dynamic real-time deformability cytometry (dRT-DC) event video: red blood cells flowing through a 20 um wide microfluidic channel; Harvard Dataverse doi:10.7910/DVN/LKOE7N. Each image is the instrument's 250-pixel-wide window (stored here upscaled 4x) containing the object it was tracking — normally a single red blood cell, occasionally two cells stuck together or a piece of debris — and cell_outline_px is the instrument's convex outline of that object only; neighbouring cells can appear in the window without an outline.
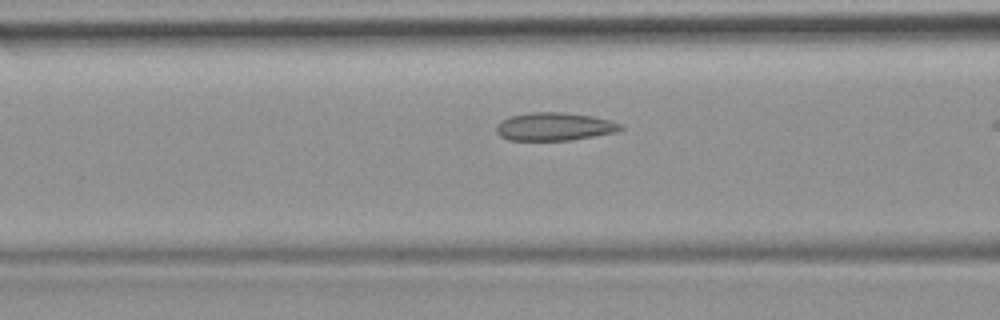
{"species": "common noctule bat (a hibernating species)", "species_latin": "Nyctalus noctula", "temperature_condition": "room temperature", "stored_images_in_passage": 13, "camera_frame_rate_fps": 3000, "um_per_image_px": 0.085, "animal": {"sex": "female", "body_mass_g": 19.9}, "frame": {"image": 1, "passage_image": 8, "time_ms": 2.333, "image_size_px": [1000, 320], "cell_outline_px": [[624, 128], [616, 132], [568, 140], [508, 140], [500, 136], [496, 132], [496, 124], [500, 120], [508, 116], [532, 112], [560, 112], [592, 116], [624, 124]], "centroid_in_image_um": [47.08, 10.75], "position_along_channel_um": 119.5, "area_um2": 20.35}}
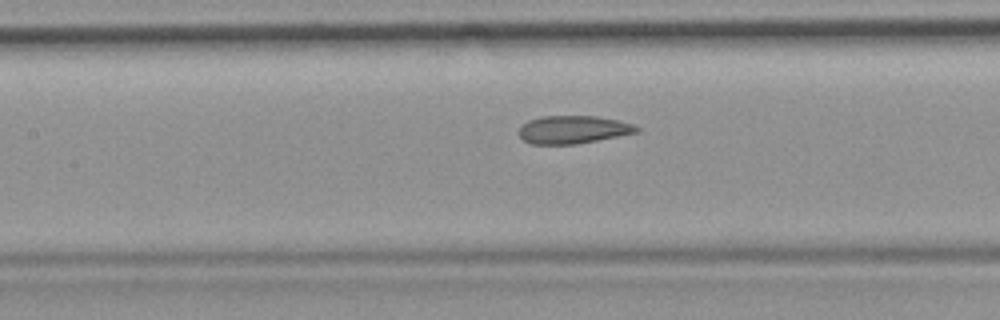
{"frame": {"image": 2, "passage_image": 11, "time_ms": 3.333, "image_size_px": [1000, 320], "cell_outline_px": [[640, 132], [576, 144], [532, 144], [524, 140], [520, 136], [520, 128], [528, 120], [540, 116], [596, 116], [620, 120], [632, 124], [640, 128]], "centroid_in_image_um": [48.75, 11.01], "position_along_channel_um": 158.7, "area_um2": 19.13}}